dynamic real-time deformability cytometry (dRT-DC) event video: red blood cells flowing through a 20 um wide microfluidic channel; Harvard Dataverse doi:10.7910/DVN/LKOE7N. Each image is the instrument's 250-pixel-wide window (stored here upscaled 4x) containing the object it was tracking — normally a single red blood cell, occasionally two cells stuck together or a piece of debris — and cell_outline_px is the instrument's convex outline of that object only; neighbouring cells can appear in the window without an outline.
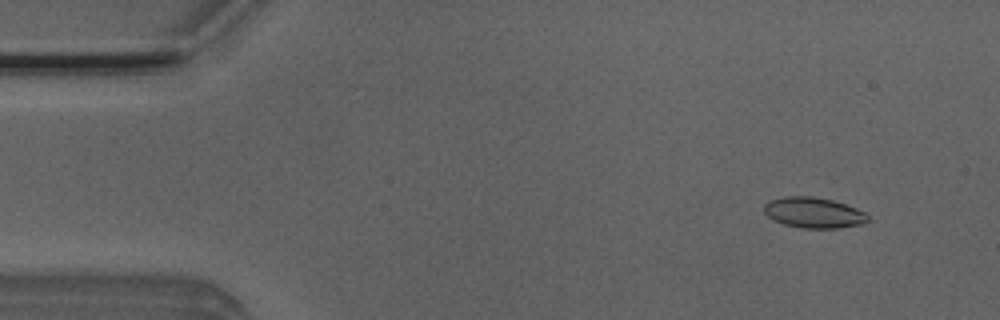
{"species": "Egyptian fruit bat (a non-hibernating species)", "species_latin": "Rousettus aegyptiacus", "temperature_condition": "room temperature", "stored_images_in_passage": 5, "camera_frame_rate_fps": 3000, "um_per_image_px": 0.085, "animal": {"sex": "male"}, "frame": {"image": 1, "passage_image": 1, "time_ms": 0.0, "image_size_px": [1000, 320], "cell_outline_px": [[868, 220], [864, 224], [836, 228], [800, 228], [784, 224], [772, 220], [764, 212], [764, 204], [768, 200], [784, 196], [812, 196], [832, 200], [856, 208], [864, 212], [868, 216]], "centroid_in_image_um": [69.12, 18.07], "position_along_channel_um": 15.9, "area_um2": 18.61}}